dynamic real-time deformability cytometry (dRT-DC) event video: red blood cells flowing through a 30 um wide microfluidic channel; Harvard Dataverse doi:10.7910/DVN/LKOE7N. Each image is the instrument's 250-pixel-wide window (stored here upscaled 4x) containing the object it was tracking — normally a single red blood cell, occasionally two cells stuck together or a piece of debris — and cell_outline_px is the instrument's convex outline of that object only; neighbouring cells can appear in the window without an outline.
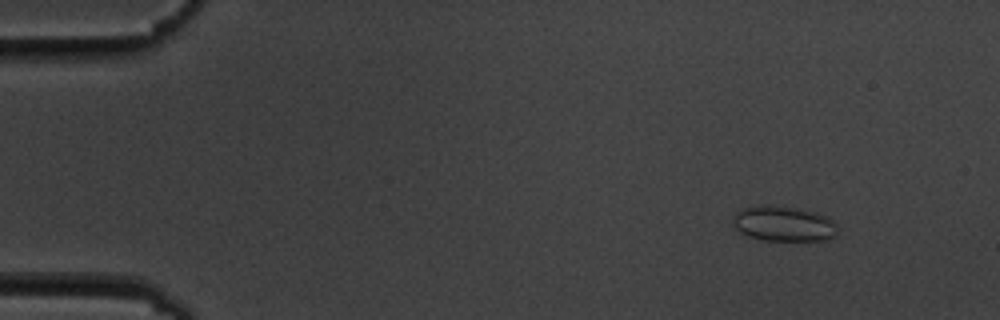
{"species": "common noctule bat (a hibernating species)", "species_latin": "Nyctalus noctula", "temperature_condition": "cold", "stored_images_in_passage": 5, "camera_frame_rate_fps": 3000, "um_per_image_px": 0.085, "animal": {"sex": "male", "body_mass_g": 19.5, "forearm_length_mm": 54.6}, "frame": {"image": 1, "passage_image": 2, "time_ms": 1.0, "image_size_px": [1000, 320], "cell_outline_px": [[836, 236], [824, 240], [764, 240], [748, 236], [740, 232], [732, 224], [732, 216], [736, 212], [744, 208], [760, 204], [764, 204], [792, 208], [816, 212], [828, 216], [836, 224]], "centroid_in_image_um": [66.58, 19.01], "position_along_channel_um": 18.4, "area_um2": 21.5}}
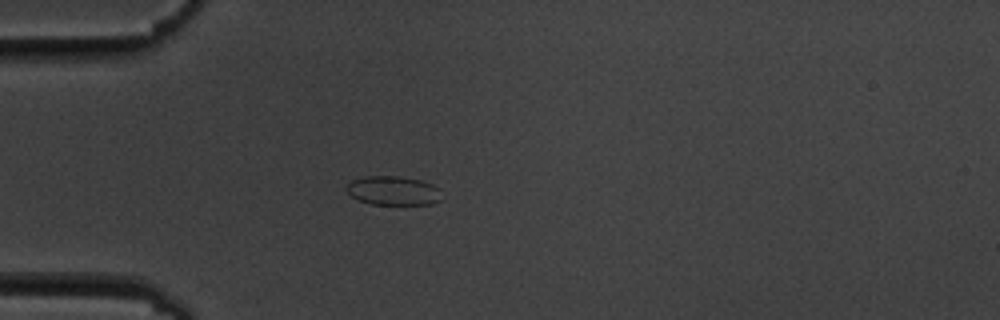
{"frame": {"image": 2, "passage_image": 5, "time_ms": 4.333, "image_size_px": [1000, 320], "cell_outline_px": [[440, 200], [432, 204], [372, 204], [360, 200], [352, 196], [344, 188], [352, 180], [364, 176], [400, 176], [420, 180], [432, 184], [440, 188]], "centroid_in_image_um": [33.43, 16.19], "position_along_channel_um": 51.6, "area_um2": 16.07}}